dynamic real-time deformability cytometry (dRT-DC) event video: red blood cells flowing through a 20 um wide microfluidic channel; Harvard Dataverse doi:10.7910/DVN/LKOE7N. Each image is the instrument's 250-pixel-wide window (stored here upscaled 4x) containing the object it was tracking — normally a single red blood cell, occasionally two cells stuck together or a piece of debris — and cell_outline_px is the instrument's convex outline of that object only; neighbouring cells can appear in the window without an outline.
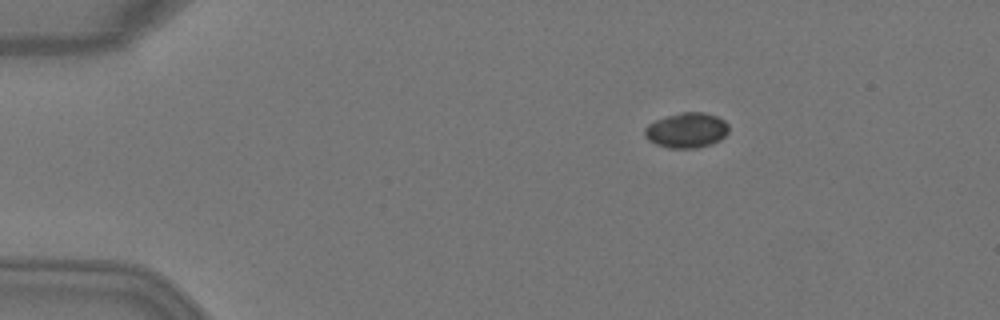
{"species": "Egyptian fruit bat (a non-hibernating species)", "species_latin": "Rousettus aegyptiacus", "temperature_condition": "warm", "stored_images_in_passage": 5, "camera_frame_rate_fps": 3000, "um_per_image_px": 0.085, "animal": {"sex": "female"}, "frame": {"image": 1, "passage_image": 3, "time_ms": 0.667, "image_size_px": [1000, 320], "cell_outline_px": [[728, 132], [720, 140], [712, 144], [696, 148], [668, 148], [656, 144], [648, 140], [644, 136], [644, 128], [648, 124], [656, 120], [680, 112], [704, 112], [716, 116], [724, 120], [728, 124]], "centroid_in_image_um": [58.36, 11.08], "position_along_channel_um": 26.6, "area_um2": 17.28}}
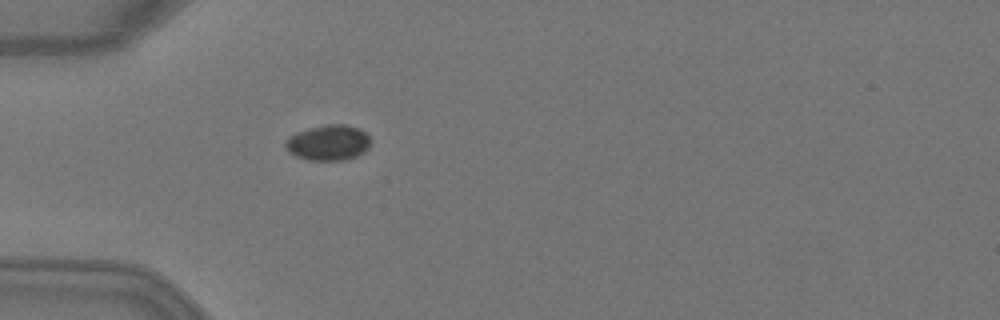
{"frame": {"image": 2, "passage_image": 5, "time_ms": 1.333, "image_size_px": [1000, 320], "cell_outline_px": [[372, 140], [368, 148], [364, 152], [348, 160], [308, 160], [296, 156], [288, 152], [284, 148], [284, 144], [288, 136], [296, 132], [308, 128], [324, 124], [344, 124], [360, 128]], "centroid_in_image_um": [27.89, 12.12], "position_along_channel_um": 57.1, "area_um2": 17.98}}